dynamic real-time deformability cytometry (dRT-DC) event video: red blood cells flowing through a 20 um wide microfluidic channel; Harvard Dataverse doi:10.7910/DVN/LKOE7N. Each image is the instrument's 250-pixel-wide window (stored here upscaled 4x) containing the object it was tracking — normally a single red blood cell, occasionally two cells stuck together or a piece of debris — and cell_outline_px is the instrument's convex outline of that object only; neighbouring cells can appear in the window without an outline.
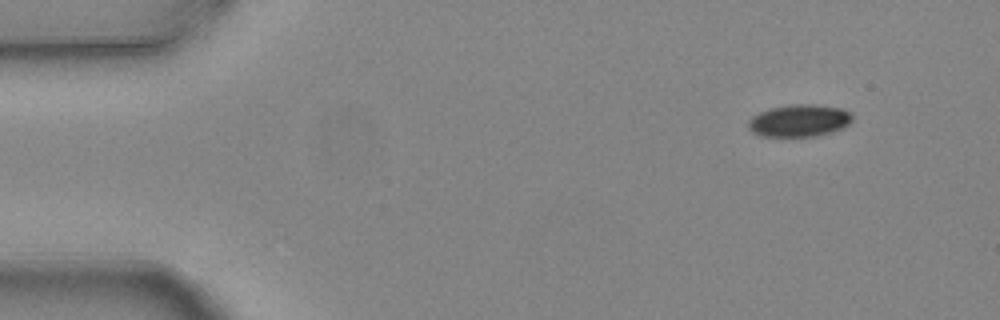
{"species": "common noctule bat (a hibernating species)", "species_latin": "Nyctalus noctula", "temperature_condition": "warm", "stored_images_in_passage": 4, "camera_frame_rate_fps": 3000, "um_per_image_px": 0.085, "animal": {"sex": "female", "body_mass_g": 24.6, "forearm_length_mm": 56.2}, "frame": {"image": 1, "passage_image": 1, "time_ms": 0.0, "image_size_px": [1000, 320], "cell_outline_px": [[852, 120], [844, 128], [832, 132], [816, 136], [760, 136], [752, 132], [748, 128], [748, 120], [752, 116], [760, 112], [772, 108], [792, 104], [812, 104], [840, 108], [852, 112]], "centroid_in_image_um": [67.95, 10.26], "position_along_channel_um": 17.1, "area_um2": 19.59}}
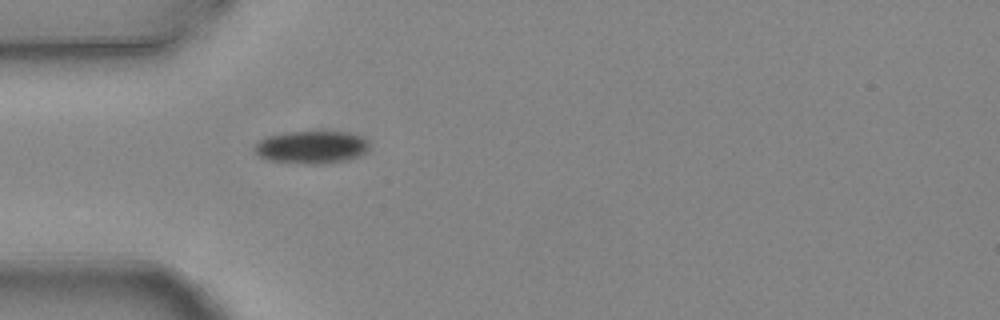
{"frame": {"image": 2, "passage_image": 4, "time_ms": 1.0, "image_size_px": [1000, 320], "cell_outline_px": [[368, 148], [364, 152], [356, 156], [344, 160], [320, 164], [304, 164], [268, 160], [260, 156], [252, 148], [260, 140], [268, 136], [284, 132], [344, 132], [360, 136], [368, 140]], "centroid_in_image_um": [26.43, 12.51], "position_along_channel_um": 58.6, "area_um2": 21.56}}